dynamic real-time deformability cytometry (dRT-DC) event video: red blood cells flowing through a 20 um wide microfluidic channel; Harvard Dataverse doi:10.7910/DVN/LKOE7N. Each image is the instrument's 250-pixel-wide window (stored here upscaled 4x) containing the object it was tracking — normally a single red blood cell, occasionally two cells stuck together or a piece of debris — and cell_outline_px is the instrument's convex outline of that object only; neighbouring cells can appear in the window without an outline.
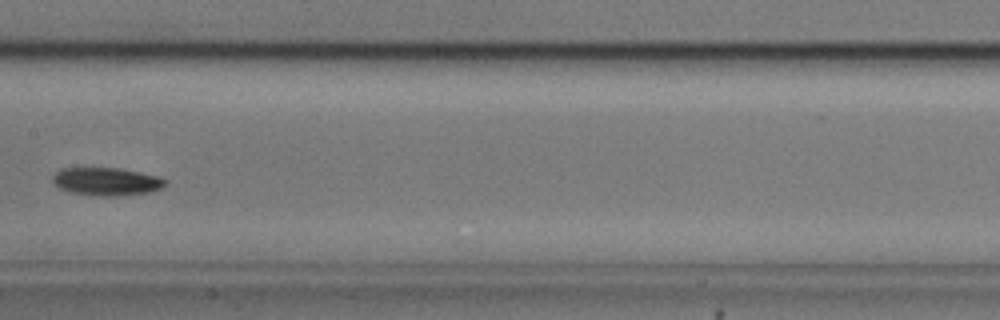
{"species": "common noctule bat (a hibernating species)", "species_latin": "Nyctalus noctula", "temperature_condition": "cold", "stored_images_in_passage": 9, "camera_frame_rate_fps": 3000, "um_per_image_px": 0.085, "animal": {"sex": "male", "body_mass_g": 20.5, "forearm_length_mm": 52.5}, "frame": {"image": 1, "passage_image": 8, "time_ms": 2.333, "image_size_px": [1000, 320], "cell_outline_px": [[168, 180], [160, 188], [148, 192], [116, 196], [92, 196], [72, 192], [60, 188], [52, 180], [52, 176], [60, 168], [120, 168], [140, 172], [156, 176]], "centroid_in_image_um": [9.02, 15.42], "position_along_channel_um": 198.4, "area_um2": 18.21}}